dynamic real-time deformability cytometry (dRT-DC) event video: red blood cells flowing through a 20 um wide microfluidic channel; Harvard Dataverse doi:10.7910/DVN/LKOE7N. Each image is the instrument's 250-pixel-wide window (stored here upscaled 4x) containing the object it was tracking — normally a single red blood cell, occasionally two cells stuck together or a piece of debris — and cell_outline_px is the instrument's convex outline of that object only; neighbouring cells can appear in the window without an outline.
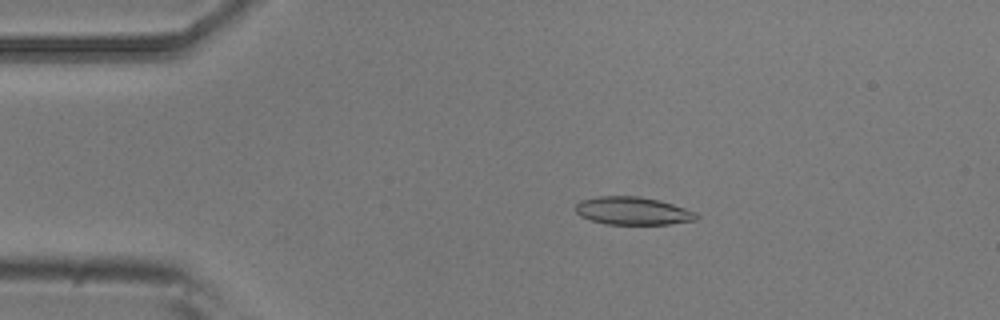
{"species": "common noctule bat (a hibernating species)", "species_latin": "Nyctalus noctula", "temperature_condition": "room temperature", "stored_images_in_passage": 6, "camera_frame_rate_fps": 3000, "um_per_image_px": 0.085, "animal": {"sex": "male", "body_mass_g": 20.5, "forearm_length_mm": 52.5}, "frame": {"image": 1, "passage_image": 3, "time_ms": 0.667, "image_size_px": [1000, 320], "cell_outline_px": [[700, 216], [696, 220], [672, 224], [604, 224], [580, 216], [576, 212], [576, 204], [580, 200], [600, 196], [640, 196], [660, 200], [696, 212]], "centroid_in_image_um": [53.8, 17.92], "position_along_channel_um": 31.2, "area_um2": 19.71}}
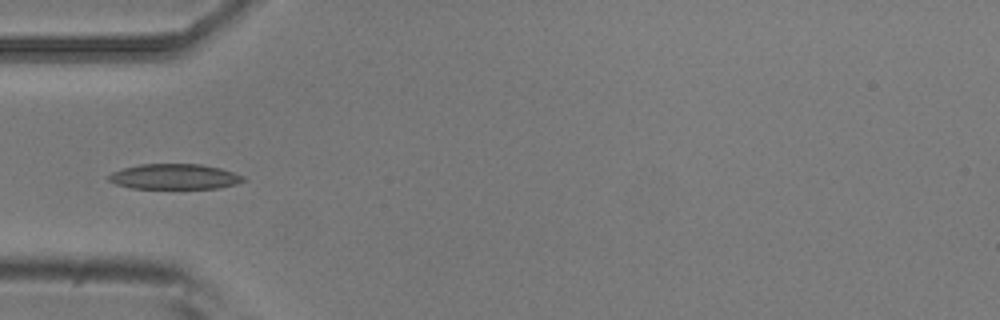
{"frame": {"image": 2, "passage_image": 5, "time_ms": 1.333, "image_size_px": [1000, 320], "cell_outline_px": [[244, 180], [236, 184], [220, 188], [132, 188], [116, 184], [108, 180], [108, 176], [112, 172], [124, 168], [140, 164], [200, 164], [220, 168], [244, 176]], "centroid_in_image_um": [14.83, 15.01], "position_along_channel_um": 70.2, "area_um2": 19.71}}
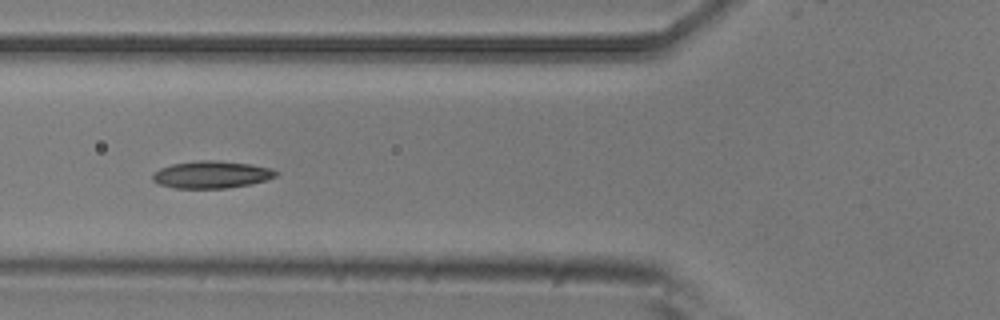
{"frame": {"image": 3, "passage_image": 6, "time_ms": 1.667, "image_size_px": [1000, 320], "cell_outline_px": [[280, 172], [276, 176], [252, 184], [224, 188], [176, 188], [160, 184], [152, 180], [152, 172], [160, 168], [172, 164], [196, 160], [216, 160], [252, 164], [272, 168]], "centroid_in_image_um": [17.98, 14.83], "position_along_channel_um": 107.8, "area_um2": 19.71}}